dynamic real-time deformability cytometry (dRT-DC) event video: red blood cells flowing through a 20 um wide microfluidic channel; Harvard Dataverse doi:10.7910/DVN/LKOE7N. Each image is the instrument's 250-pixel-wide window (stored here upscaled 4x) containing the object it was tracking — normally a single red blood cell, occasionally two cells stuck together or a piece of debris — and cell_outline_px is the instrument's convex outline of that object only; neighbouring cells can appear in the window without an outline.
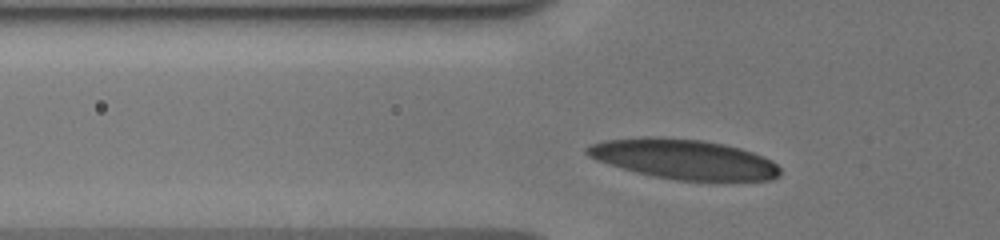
{"species": "human", "species_latin": "Homo sapiens", "temperature_condition": "cold", "stored_images_in_passage": 32, "camera_frame_rate_fps": 3000, "um_per_image_px": 0.085, "donor": {"sex": "male"}, "frame": {"image": 1, "passage_image": 6, "time_ms": 1.667, "image_size_px": [1000, 240], "cell_outline_px": [[780, 176], [772, 180], [676, 180], [636, 172], [596, 160], [588, 156], [584, 152], [584, 148], [592, 144], [608, 140], [644, 136], [652, 136], [700, 140], [724, 144], [740, 148], [752, 152], [772, 160], [780, 168]], "centroid_in_image_um": [58.12, 13.52], "position_along_channel_um": 67.7, "area_um2": 44.56}}
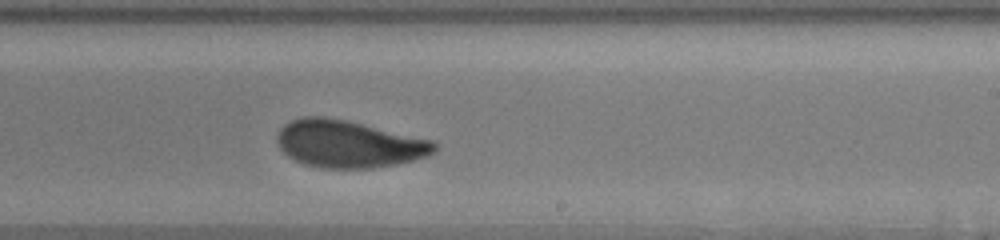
{"frame": {"image": 2, "passage_image": 21, "time_ms": 6.667, "image_size_px": [1000, 240], "cell_outline_px": [[440, 144], [436, 152], [428, 156], [396, 164], [372, 168], [320, 168], [304, 164], [288, 156], [280, 148], [276, 140], [276, 136], [280, 128], [284, 124], [292, 120], [304, 116], [324, 116], [348, 120], [436, 140]], "centroid_in_image_um": [29.69, 12.22], "position_along_channel_um": 259.3, "area_um2": 43.99}}
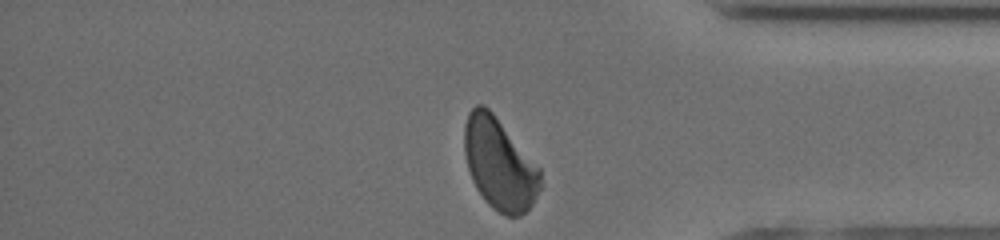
{"frame": {"image": 3, "passage_image": 32, "time_ms": 10.333, "image_size_px": [1000, 240], "cell_outline_px": [[540, 188], [532, 204], [520, 216], [508, 216], [492, 208], [488, 204], [476, 188], [472, 180], [468, 168], [464, 152], [464, 124], [468, 112], [476, 104], [484, 104], [492, 112], [540, 168]], "centroid_in_image_um": [42.42, 13.92], "position_along_channel_um": 392.8, "area_um2": 40.23}, "authors_computed_cell_mechanics": {"area_um2": 43.35, "velocity_mm_per_s": 3.9328, "shape_relaxation_time_tau1_ms": 3.0636, "shape_relaxation_time_tau2_ms": 1.182, "deformation_change_tau1": 0.1397, "deformation_change_tau2": 0.0687}}